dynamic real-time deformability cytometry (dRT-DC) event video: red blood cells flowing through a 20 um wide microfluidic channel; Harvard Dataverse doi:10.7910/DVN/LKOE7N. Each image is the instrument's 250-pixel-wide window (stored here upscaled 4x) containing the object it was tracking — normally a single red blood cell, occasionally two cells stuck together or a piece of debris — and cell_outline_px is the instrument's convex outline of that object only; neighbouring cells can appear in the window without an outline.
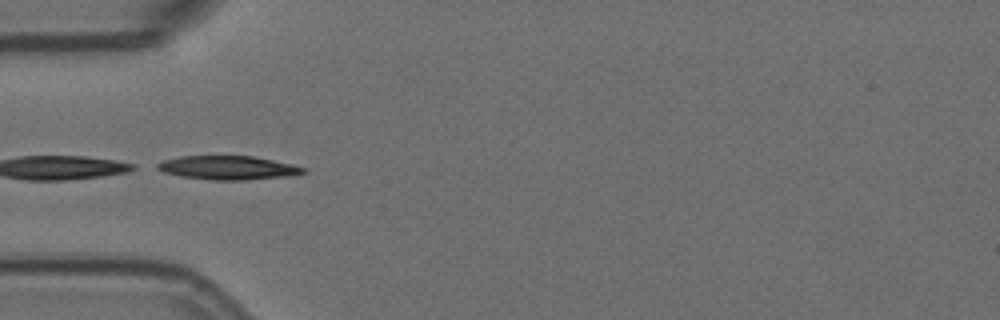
{"species": "Egyptian fruit bat (a non-hibernating species)", "species_latin": "Rousettus aegyptiacus", "temperature_condition": "room temperature", "stored_images_in_passage": 9, "camera_frame_rate_fps": 3000, "um_per_image_px": 0.085, "animal": {"sex": "female"}, "frame": {"image": 1, "passage_image": 1, "time_ms": 0.0, "image_size_px": [1000, 320], "cell_outline_px": [[308, 172], [292, 176], [244, 180], [212, 180], [180, 176], [164, 172], [156, 168], [156, 164], [164, 160], [180, 156], [252, 156], [292, 164], [304, 168]], "centroid_in_image_um": [19.4, 14.26], "position_along_channel_um": 65.6, "area_um2": 20.23}}
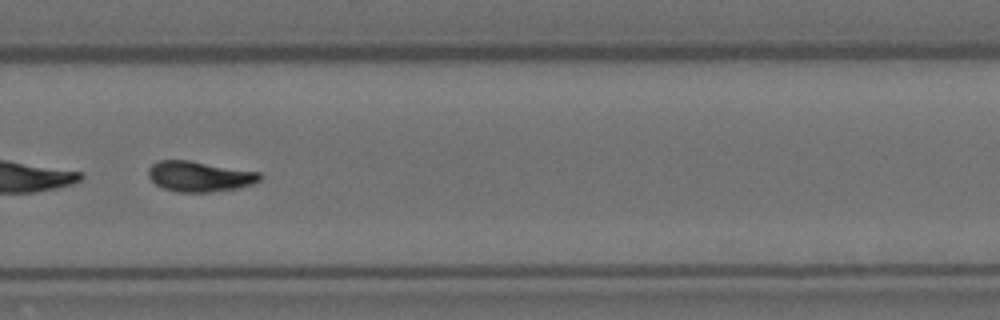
{"frame": {"image": 2, "passage_image": 7, "time_ms": 2.0, "image_size_px": [1000, 320], "cell_outline_px": [[264, 176], [260, 180], [252, 184], [240, 188], [208, 192], [176, 192], [164, 188], [156, 184], [148, 176], [148, 168], [156, 160], [188, 160], [260, 172]], "centroid_in_image_um": [16.97, 14.99], "position_along_channel_um": 312.8, "area_um2": 19.88}}
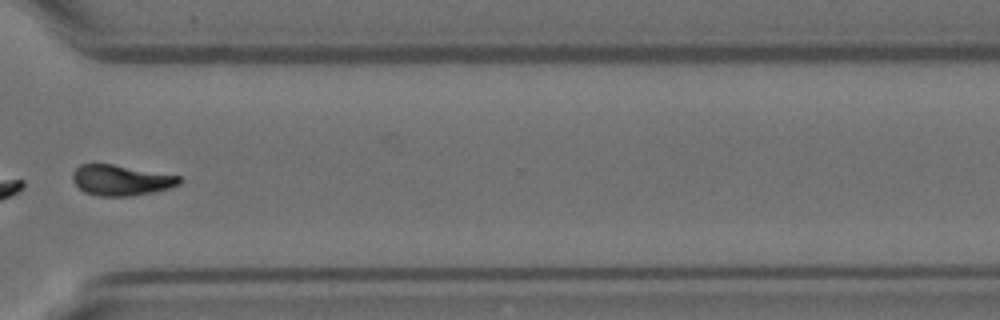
{"frame": {"image": 3, "passage_image": 8, "time_ms": 2.333, "image_size_px": [1000, 320], "cell_outline_px": [[184, 180], [180, 184], [168, 188], [152, 192], [132, 196], [96, 196], [84, 192], [72, 180], [72, 172], [80, 164], [112, 164], [180, 176]], "centroid_in_image_um": [10.28, 15.32], "position_along_channel_um": 360.3, "area_um2": 19.02}}